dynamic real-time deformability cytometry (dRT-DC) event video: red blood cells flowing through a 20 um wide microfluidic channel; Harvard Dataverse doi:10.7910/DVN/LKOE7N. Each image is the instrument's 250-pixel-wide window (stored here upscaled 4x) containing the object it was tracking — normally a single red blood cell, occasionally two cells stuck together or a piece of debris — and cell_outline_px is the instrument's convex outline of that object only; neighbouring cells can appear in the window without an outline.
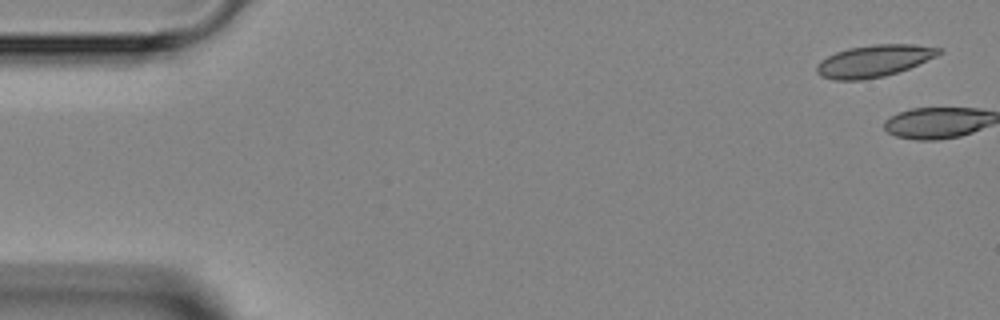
{"species": "Egyptian fruit bat (a non-hibernating species)", "species_latin": "Rousettus aegyptiacus", "temperature_condition": "room temperature", "stored_images_in_passage": 6, "camera_frame_rate_fps": 3000, "um_per_image_px": 0.085, "animal": {"sex": "female"}, "frame": {"image": 1, "passage_image": 1, "time_ms": 0.0, "image_size_px": [1000, 320], "cell_outline_px": [[944, 52], [936, 56], [908, 68], [884, 76], [860, 80], [836, 80], [820, 76], [816, 72], [816, 64], [820, 60], [836, 52], [848, 48], [872, 44], [912, 44], [940, 48]], "centroid_in_image_um": [74.25, 5.17], "position_along_channel_um": 10.7, "area_um2": 22.66}}
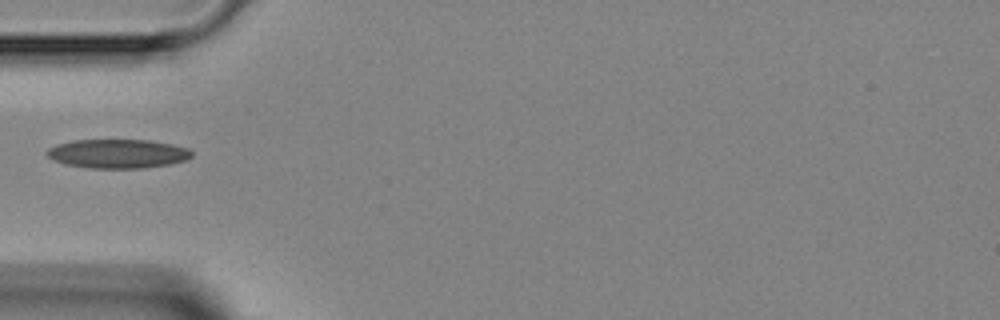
{"frame": {"image": 2, "passage_image": 5, "time_ms": 5.0, "image_size_px": [1000, 320], "cell_outline_px": [[192, 156], [184, 160], [168, 164], [144, 168], [92, 168], [64, 164], [52, 160], [44, 152], [48, 148], [56, 144], [72, 140], [152, 140], [172, 144], [188, 148], [192, 152]], "centroid_in_image_um": [9.97, 13.05], "position_along_channel_um": 75.0, "area_um2": 24.57}}
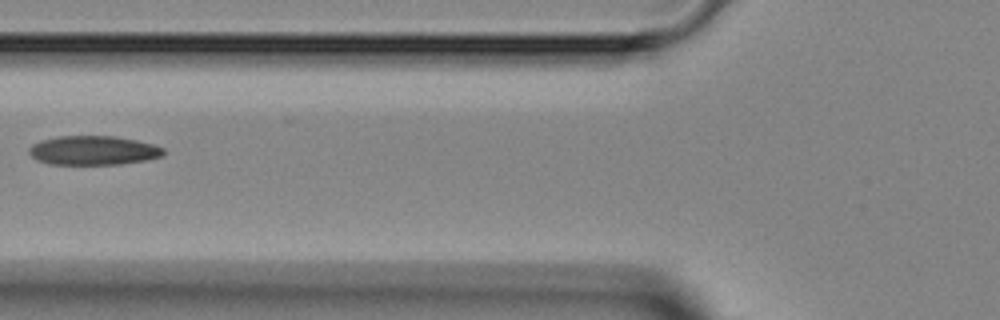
{"frame": {"image": 3, "passage_image": 6, "time_ms": 6.0, "image_size_px": [1000, 320], "cell_outline_px": [[164, 156], [148, 160], [120, 164], [48, 164], [36, 160], [28, 152], [28, 148], [32, 144], [40, 140], [56, 136], [116, 136], [136, 140], [152, 144], [164, 148]], "centroid_in_image_um": [7.92, 12.78], "position_along_channel_um": 117.9, "area_um2": 23.06}}